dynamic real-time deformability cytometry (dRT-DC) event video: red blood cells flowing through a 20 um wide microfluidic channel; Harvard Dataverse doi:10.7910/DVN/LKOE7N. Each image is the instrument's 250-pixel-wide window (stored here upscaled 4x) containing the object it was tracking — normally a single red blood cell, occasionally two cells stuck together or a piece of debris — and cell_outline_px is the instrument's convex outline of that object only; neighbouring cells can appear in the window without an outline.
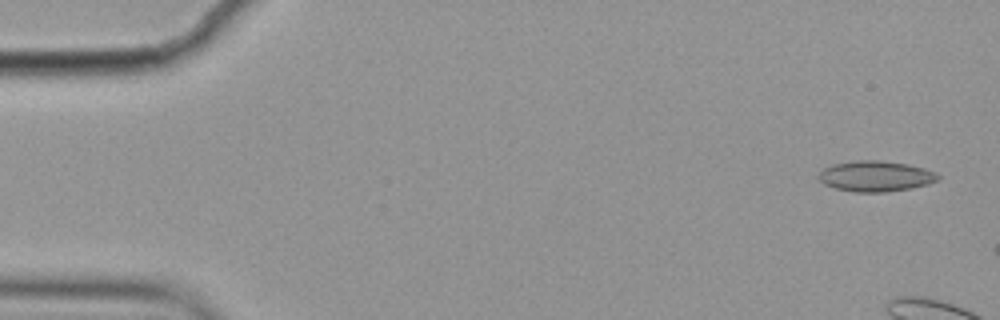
{"species": "common noctule bat (a hibernating species)", "species_latin": "Nyctalus noctula", "temperature_condition": "cold", "stored_images_in_passage": 6, "camera_frame_rate_fps": 3000, "um_per_image_px": 0.085, "animal": {"sex": "female", "body_mass_g": 19.9}, "frame": {"image": 1, "passage_image": 1, "time_ms": 0.0, "image_size_px": [1000, 320], "cell_outline_px": [[940, 176], [936, 180], [928, 184], [912, 188], [888, 192], [856, 192], [836, 188], [824, 184], [816, 176], [824, 168], [832, 164], [852, 160], [880, 160], [908, 164], [924, 168], [936, 172]], "centroid_in_image_um": [74.42, 14.97], "position_along_channel_um": 10.6, "area_um2": 21.44}}